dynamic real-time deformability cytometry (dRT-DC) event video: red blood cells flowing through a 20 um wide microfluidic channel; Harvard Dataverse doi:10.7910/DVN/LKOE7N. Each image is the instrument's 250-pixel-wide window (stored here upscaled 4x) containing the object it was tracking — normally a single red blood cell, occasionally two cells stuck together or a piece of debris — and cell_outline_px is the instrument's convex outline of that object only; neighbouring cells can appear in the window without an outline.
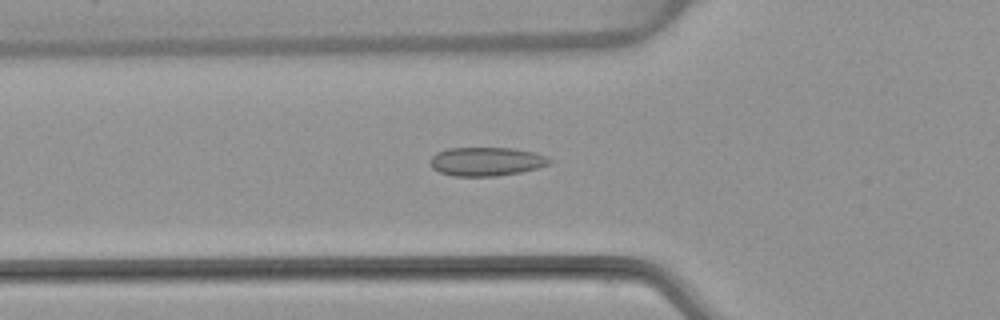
{"species": "common noctule bat (a hibernating species)", "species_latin": "Nyctalus noctula", "temperature_condition": "warm", "stored_images_in_passage": 47, "camera_frame_rate_fps": 3000, "um_per_image_px": 0.085, "animal": {"sex": "female", "body_mass_g": 22.7, "forearm_length_mm": 54.2}, "frame": {"image": 1, "passage_image": 17, "time_ms": 5.333, "image_size_px": [1000, 320], "cell_outline_px": [[552, 160], [548, 164], [536, 168], [520, 172], [496, 176], [452, 176], [440, 172], [432, 168], [428, 164], [432, 156], [436, 152], [448, 148], [512, 148], [536, 152], [548, 156]], "centroid_in_image_um": [41.32, 13.72], "position_along_channel_um": 84.5, "area_um2": 20.11}}
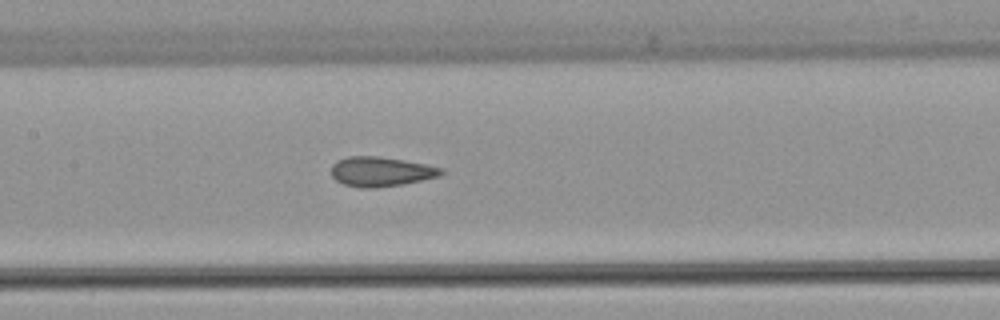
{"frame": {"image": 2, "passage_image": 24, "time_ms": 7.667, "image_size_px": [1000, 320], "cell_outline_px": [[448, 172], [440, 176], [404, 184], [372, 188], [360, 188], [344, 184], [336, 180], [332, 176], [332, 164], [336, 160], [348, 156], [376, 156], [404, 160], [444, 168]], "centroid_in_image_um": [32.41, 14.58], "position_along_channel_um": 175.0, "area_um2": 19.13}}
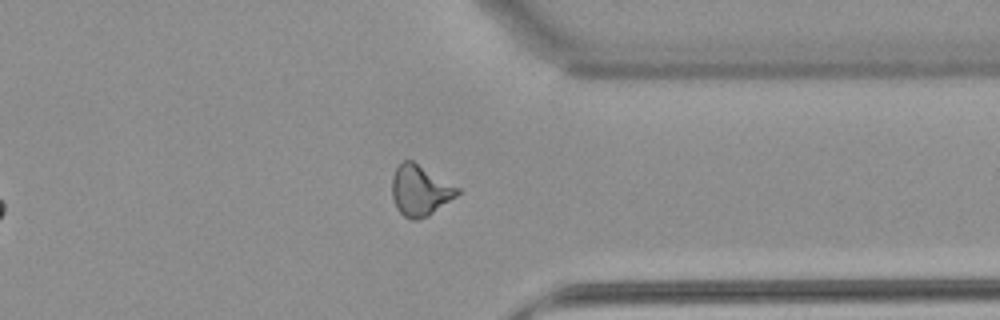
{"frame": {"image": 3, "passage_image": 40, "time_ms": 13.0, "image_size_px": [1000, 320], "cell_outline_px": [[460, 192], [456, 196], [428, 216], [416, 220], [412, 220], [404, 216], [396, 208], [392, 196], [392, 176], [396, 168], [404, 160], [412, 160], [460, 188]], "centroid_in_image_um": [35.69, 16.19], "position_along_channel_um": 375.7, "area_um2": 19.19}}